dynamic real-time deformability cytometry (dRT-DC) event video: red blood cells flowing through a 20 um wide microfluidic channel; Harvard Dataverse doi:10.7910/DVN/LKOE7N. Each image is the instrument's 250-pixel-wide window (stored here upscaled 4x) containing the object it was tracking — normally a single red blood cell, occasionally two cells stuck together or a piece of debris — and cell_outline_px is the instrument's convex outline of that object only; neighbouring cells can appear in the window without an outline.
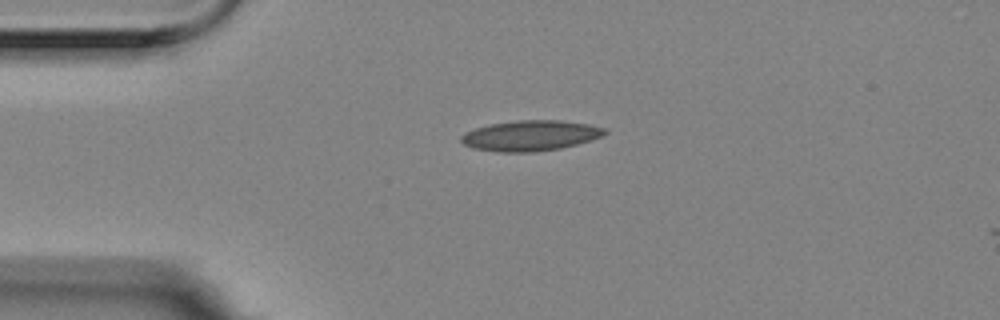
{"species": "Egyptian fruit bat (a non-hibernating species)", "species_latin": "Rousettus aegyptiacus", "temperature_condition": "room temperature", "stored_images_in_passage": 2, "camera_frame_rate_fps": 3000, "um_per_image_px": 0.085, "animal": {"sex": "female"}, "frame": {"image": 1, "passage_image": 1, "time_ms": 0.0, "image_size_px": [1000, 320], "cell_outline_px": [[608, 132], [604, 136], [592, 140], [560, 148], [532, 152], [500, 152], [472, 148], [464, 144], [460, 140], [460, 136], [476, 128], [492, 124], [516, 120], [560, 120], [588, 124], [604, 128]], "centroid_in_image_um": [45.11, 11.53], "position_along_channel_um": 39.9, "area_um2": 25.37}}